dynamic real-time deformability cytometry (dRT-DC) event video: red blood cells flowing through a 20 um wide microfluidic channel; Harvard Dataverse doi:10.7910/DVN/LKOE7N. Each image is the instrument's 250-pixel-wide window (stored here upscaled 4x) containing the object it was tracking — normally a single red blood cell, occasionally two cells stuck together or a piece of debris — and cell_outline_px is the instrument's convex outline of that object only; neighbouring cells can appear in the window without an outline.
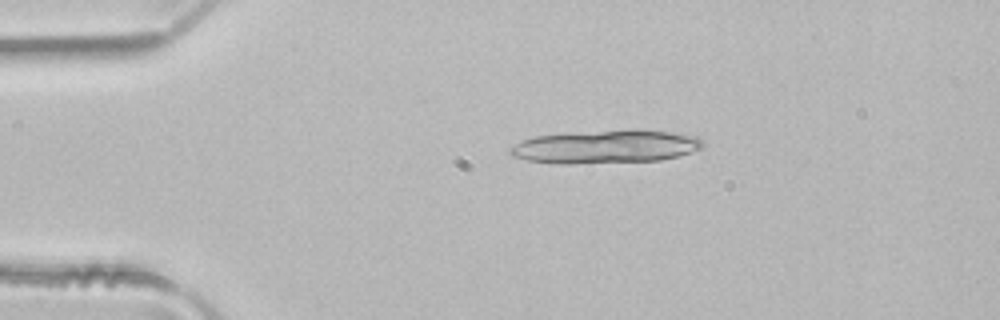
{"species": "common noctule bat (a hibernating species)", "species_latin": "Nyctalus noctula", "temperature_condition": "room temperature", "stored_images_in_passage": 2, "camera_frame_rate_fps": 3000, "um_per_image_px": 0.085, "animal": {"sex": "male", "body_mass_g": 21.5, "forearm_length_mm": 52.0}, "frame": {"image": 1, "passage_image": 2, "time_ms": 0.333, "image_size_px": [1000, 320], "cell_outline_px": [[704, 144], [700, 148], [676, 156], [660, 160], [572, 164], [560, 164], [528, 160], [512, 156], [508, 152], [508, 148], [524, 140], [536, 136], [628, 128], [632, 128], [672, 132], [696, 136], [704, 140]], "centroid_in_image_um": [51.49, 12.46], "position_along_channel_um": 33.5, "area_um2": 37.4}}